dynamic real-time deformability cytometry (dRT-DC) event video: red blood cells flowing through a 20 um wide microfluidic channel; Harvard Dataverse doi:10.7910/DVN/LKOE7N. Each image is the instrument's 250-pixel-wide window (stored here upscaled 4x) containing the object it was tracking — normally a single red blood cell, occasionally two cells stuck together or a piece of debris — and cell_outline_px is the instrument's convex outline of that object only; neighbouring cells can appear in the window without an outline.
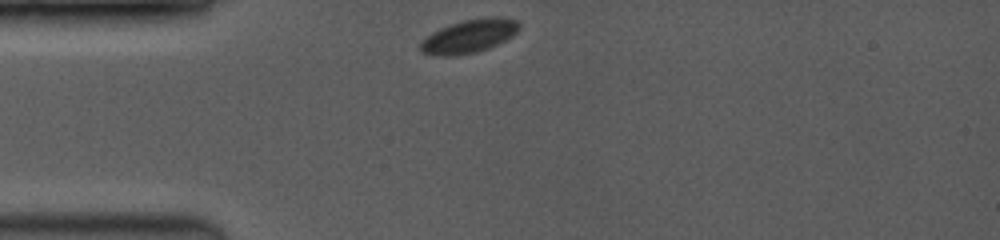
{"species": "common noctule bat (a hibernating species)", "species_latin": "Nyctalus noctula", "temperature_condition": "room temperature", "stored_images_in_passage": 46, "camera_frame_rate_fps": 3500, "um_per_image_px": 0.085, "animal": {"sex": "female", "body_mass_g": 19.0, "forearm_length_mm": 53.3}, "frame": {"image": 1, "passage_image": 1, "time_ms": 0.0, "image_size_px": [1000, 240], "cell_outline_px": [[520, 28], [512, 36], [488, 48], [472, 52], [420, 52], [420, 40], [432, 32], [440, 28], [464, 20], [488, 16], [500, 16], [516, 20], [520, 24]], "centroid_in_image_um": [39.96, 2.98], "position_along_channel_um": 45.0, "area_um2": 18.21}}
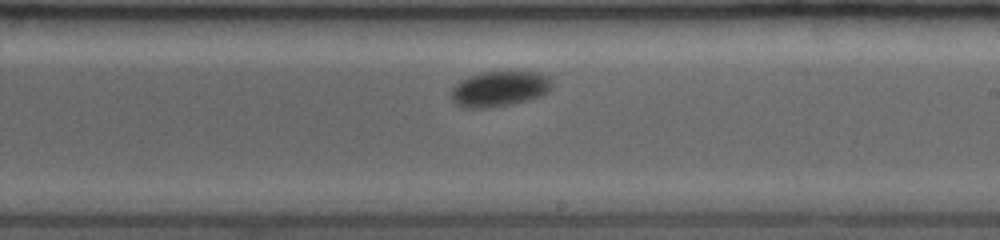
{"frame": {"image": 2, "passage_image": 24, "time_ms": 5.714, "image_size_px": [1000, 240], "cell_outline_px": [[552, 88], [548, 92], [540, 96], [512, 104], [492, 108], [464, 108], [456, 104], [452, 100], [452, 88], [460, 80], [468, 76], [480, 72], [540, 72], [552, 84]], "centroid_in_image_um": [42.41, 7.56], "position_along_channel_um": 246.6, "area_um2": 20.75}}
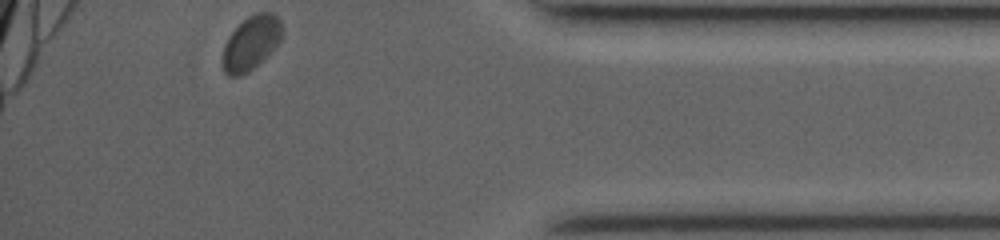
{"frame": {"image": 3, "passage_image": 46, "time_ms": 10.571, "image_size_px": [1000, 240], "cell_outline_px": [[284, 36], [248, 72], [240, 76], [228, 76], [224, 72], [224, 44], [228, 36], [248, 16], [256, 12], [272, 12], [280, 20], [284, 28]], "centroid_in_image_um": [21.36, 3.6], "position_along_channel_um": 413.8, "area_um2": 18.32}, "authors_computed_cell_mechanics": {"area_um2": 19.8832, "velocity_mm_per_s": 3.859, "shape_relaxation_time_tau1_ms": 9.4675, "shape_relaxation_time_tau2_ms": null, "deformation_change_tau1": 0.0961, "deformation_change_tau2": null}}